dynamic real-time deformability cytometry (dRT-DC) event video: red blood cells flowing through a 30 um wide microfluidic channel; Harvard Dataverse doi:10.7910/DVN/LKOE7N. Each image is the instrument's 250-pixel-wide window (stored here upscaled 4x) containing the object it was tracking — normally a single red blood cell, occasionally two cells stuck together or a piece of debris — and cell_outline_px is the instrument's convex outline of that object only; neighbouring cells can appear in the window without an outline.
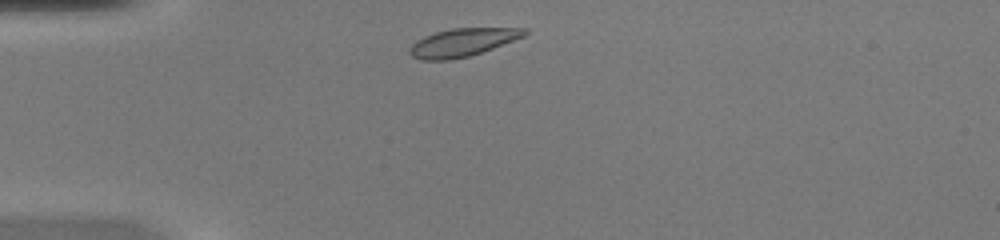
{"species": "common noctule bat (a hibernating species)", "species_latin": "Nyctalus noctula", "temperature_condition": "warm", "stored_images_in_passage": 39, "camera_frame_rate_fps": 3000, "um_per_image_px": 0.085, "animal": {"sex": "female", "body_mass_g": 20.0, "forearm_length_mm": 54.0}, "frame": {"image": 1, "passage_image": 2, "time_ms": 0.333, "image_size_px": [1000, 240], "cell_outline_px": [[528, 32], [524, 36], [492, 48], [468, 56], [448, 60], [420, 60], [412, 56], [408, 52], [408, 48], [416, 40], [424, 36], [436, 32], [452, 28], [528, 28]], "centroid_in_image_um": [39.27, 3.6], "position_along_channel_um": 45.7, "area_um2": 18.61}}
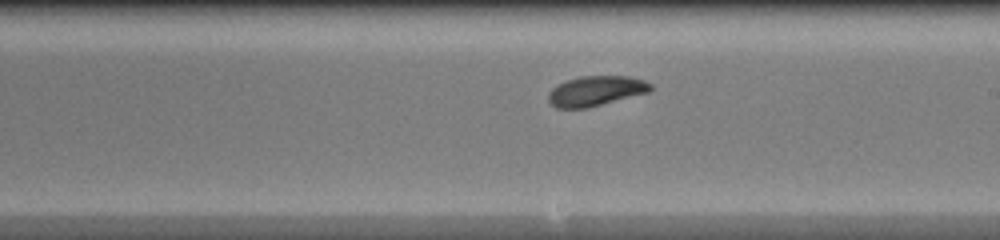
{"frame": {"image": 2, "passage_image": 18, "time_ms": 5.667, "image_size_px": [1000, 240], "cell_outline_px": [[652, 88], [648, 92], [584, 108], [556, 108], [548, 100], [548, 92], [552, 88], [568, 80], [580, 76], [628, 76], [644, 80], [652, 84]], "centroid_in_image_um": [50.63, 7.72], "position_along_channel_um": 238.4, "area_um2": 17.51}}
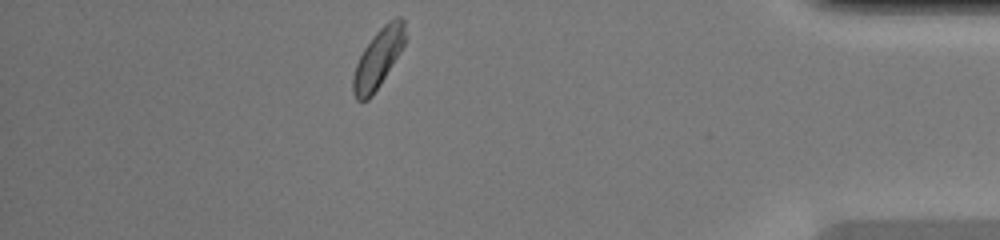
{"frame": {"image": 3, "passage_image": 33, "time_ms": 10.667, "image_size_px": [1000, 240], "cell_outline_px": [[404, 44], [400, 52], [380, 84], [372, 96], [368, 100], [356, 100], [352, 92], [352, 76], [356, 64], [364, 48], [376, 32], [388, 20], [396, 16], [400, 16], [404, 20]], "centroid_in_image_um": [32.12, 4.97], "position_along_channel_um": 403.1, "area_um2": 17.69}, "authors_computed_cell_mechanics": {"area_um2": 17.8602, "velocity_mm_per_s": 4.0895, "shape_relaxation_time_tau1_ms": 3.0804, "shape_relaxation_time_tau2_ms": null, "deformation_change_tau1": 0.1356, "deformation_change_tau2": null}}